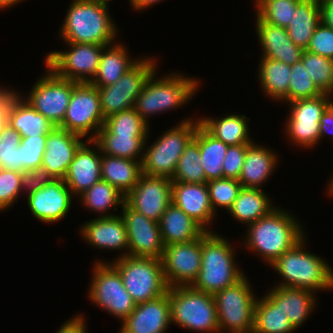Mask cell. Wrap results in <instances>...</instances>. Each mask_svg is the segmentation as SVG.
<instances>
[{
	"instance_id": "603a6c76",
	"label": "cell",
	"mask_w": 333,
	"mask_h": 333,
	"mask_svg": "<svg viewBox=\"0 0 333 333\" xmlns=\"http://www.w3.org/2000/svg\"><path fill=\"white\" fill-rule=\"evenodd\" d=\"M83 137L55 127L47 135L41 167L55 179H64Z\"/></svg>"
},
{
	"instance_id": "c3c4849f",
	"label": "cell",
	"mask_w": 333,
	"mask_h": 333,
	"mask_svg": "<svg viewBox=\"0 0 333 333\" xmlns=\"http://www.w3.org/2000/svg\"><path fill=\"white\" fill-rule=\"evenodd\" d=\"M22 174L0 169V208L4 211L14 205L21 195Z\"/></svg>"
},
{
	"instance_id": "44dd1931",
	"label": "cell",
	"mask_w": 333,
	"mask_h": 333,
	"mask_svg": "<svg viewBox=\"0 0 333 333\" xmlns=\"http://www.w3.org/2000/svg\"><path fill=\"white\" fill-rule=\"evenodd\" d=\"M171 324L169 289L164 295L136 304L119 333H165Z\"/></svg>"
},
{
	"instance_id": "680465c9",
	"label": "cell",
	"mask_w": 333,
	"mask_h": 333,
	"mask_svg": "<svg viewBox=\"0 0 333 333\" xmlns=\"http://www.w3.org/2000/svg\"><path fill=\"white\" fill-rule=\"evenodd\" d=\"M21 1H23V0H0V10L12 7Z\"/></svg>"
},
{
	"instance_id": "7dc6e473",
	"label": "cell",
	"mask_w": 333,
	"mask_h": 333,
	"mask_svg": "<svg viewBox=\"0 0 333 333\" xmlns=\"http://www.w3.org/2000/svg\"><path fill=\"white\" fill-rule=\"evenodd\" d=\"M46 139L47 135L22 137L19 145L21 147V173L41 167Z\"/></svg>"
},
{
	"instance_id": "f1b7e54d",
	"label": "cell",
	"mask_w": 333,
	"mask_h": 333,
	"mask_svg": "<svg viewBox=\"0 0 333 333\" xmlns=\"http://www.w3.org/2000/svg\"><path fill=\"white\" fill-rule=\"evenodd\" d=\"M158 223L165 246L197 240L206 232L172 202L167 206Z\"/></svg>"
},
{
	"instance_id": "5b68a950",
	"label": "cell",
	"mask_w": 333,
	"mask_h": 333,
	"mask_svg": "<svg viewBox=\"0 0 333 333\" xmlns=\"http://www.w3.org/2000/svg\"><path fill=\"white\" fill-rule=\"evenodd\" d=\"M156 70L136 98L135 111L149 125V116L180 108L193 98L200 83L196 78L171 73L155 78Z\"/></svg>"
},
{
	"instance_id": "5bb4252c",
	"label": "cell",
	"mask_w": 333,
	"mask_h": 333,
	"mask_svg": "<svg viewBox=\"0 0 333 333\" xmlns=\"http://www.w3.org/2000/svg\"><path fill=\"white\" fill-rule=\"evenodd\" d=\"M332 95L319 96L288 102L290 113L286 120L287 137L292 144L311 149L320 141V120L328 108Z\"/></svg>"
},
{
	"instance_id": "816d5d0a",
	"label": "cell",
	"mask_w": 333,
	"mask_h": 333,
	"mask_svg": "<svg viewBox=\"0 0 333 333\" xmlns=\"http://www.w3.org/2000/svg\"><path fill=\"white\" fill-rule=\"evenodd\" d=\"M55 178L44 168H35L30 171H25L22 174L21 190L29 195L37 189H41L47 184H50Z\"/></svg>"
},
{
	"instance_id": "d590c367",
	"label": "cell",
	"mask_w": 333,
	"mask_h": 333,
	"mask_svg": "<svg viewBox=\"0 0 333 333\" xmlns=\"http://www.w3.org/2000/svg\"><path fill=\"white\" fill-rule=\"evenodd\" d=\"M258 78L263 93L275 101L287 103V93L291 80V65L284 62L261 57L258 66Z\"/></svg>"
},
{
	"instance_id": "8992f818",
	"label": "cell",
	"mask_w": 333,
	"mask_h": 333,
	"mask_svg": "<svg viewBox=\"0 0 333 333\" xmlns=\"http://www.w3.org/2000/svg\"><path fill=\"white\" fill-rule=\"evenodd\" d=\"M171 323L184 329L219 333L218 314L213 294L192 286L169 288Z\"/></svg>"
},
{
	"instance_id": "836d02e7",
	"label": "cell",
	"mask_w": 333,
	"mask_h": 333,
	"mask_svg": "<svg viewBox=\"0 0 333 333\" xmlns=\"http://www.w3.org/2000/svg\"><path fill=\"white\" fill-rule=\"evenodd\" d=\"M147 138L148 135H115L103 125L94 141L102 154L141 161Z\"/></svg>"
},
{
	"instance_id": "4dcf8cb0",
	"label": "cell",
	"mask_w": 333,
	"mask_h": 333,
	"mask_svg": "<svg viewBox=\"0 0 333 333\" xmlns=\"http://www.w3.org/2000/svg\"><path fill=\"white\" fill-rule=\"evenodd\" d=\"M142 175L141 161L102 154L101 180L114 186L124 196L135 187Z\"/></svg>"
},
{
	"instance_id": "3957f363",
	"label": "cell",
	"mask_w": 333,
	"mask_h": 333,
	"mask_svg": "<svg viewBox=\"0 0 333 333\" xmlns=\"http://www.w3.org/2000/svg\"><path fill=\"white\" fill-rule=\"evenodd\" d=\"M233 248L230 241L216 232H205L202 235L201 270L191 286L214 295L240 281L245 275L235 262Z\"/></svg>"
},
{
	"instance_id": "6f0895ef",
	"label": "cell",
	"mask_w": 333,
	"mask_h": 333,
	"mask_svg": "<svg viewBox=\"0 0 333 333\" xmlns=\"http://www.w3.org/2000/svg\"><path fill=\"white\" fill-rule=\"evenodd\" d=\"M132 9L135 10H145L147 8H149V6L151 7L152 5H155L157 3H159L160 1L163 0H129Z\"/></svg>"
},
{
	"instance_id": "7c38bea8",
	"label": "cell",
	"mask_w": 333,
	"mask_h": 333,
	"mask_svg": "<svg viewBox=\"0 0 333 333\" xmlns=\"http://www.w3.org/2000/svg\"><path fill=\"white\" fill-rule=\"evenodd\" d=\"M155 57H142L120 79L108 86L97 87L104 118L134 108L136 98L146 81L157 70Z\"/></svg>"
},
{
	"instance_id": "db71d44e",
	"label": "cell",
	"mask_w": 333,
	"mask_h": 333,
	"mask_svg": "<svg viewBox=\"0 0 333 333\" xmlns=\"http://www.w3.org/2000/svg\"><path fill=\"white\" fill-rule=\"evenodd\" d=\"M320 140L323 139L327 133L332 135L333 138V100L328 104V108L322 114L320 120ZM331 131V132H330Z\"/></svg>"
},
{
	"instance_id": "2e32d148",
	"label": "cell",
	"mask_w": 333,
	"mask_h": 333,
	"mask_svg": "<svg viewBox=\"0 0 333 333\" xmlns=\"http://www.w3.org/2000/svg\"><path fill=\"white\" fill-rule=\"evenodd\" d=\"M202 236L194 241L166 245L162 256L169 288L191 286L201 270Z\"/></svg>"
},
{
	"instance_id": "8fae6325",
	"label": "cell",
	"mask_w": 333,
	"mask_h": 333,
	"mask_svg": "<svg viewBox=\"0 0 333 333\" xmlns=\"http://www.w3.org/2000/svg\"><path fill=\"white\" fill-rule=\"evenodd\" d=\"M104 122L97 87L87 82L73 81L71 99L59 128L94 140ZM90 133L92 135L88 137Z\"/></svg>"
},
{
	"instance_id": "681fc988",
	"label": "cell",
	"mask_w": 333,
	"mask_h": 333,
	"mask_svg": "<svg viewBox=\"0 0 333 333\" xmlns=\"http://www.w3.org/2000/svg\"><path fill=\"white\" fill-rule=\"evenodd\" d=\"M306 50L310 53L333 60V28L321 22L316 27Z\"/></svg>"
},
{
	"instance_id": "74e56055",
	"label": "cell",
	"mask_w": 333,
	"mask_h": 333,
	"mask_svg": "<svg viewBox=\"0 0 333 333\" xmlns=\"http://www.w3.org/2000/svg\"><path fill=\"white\" fill-rule=\"evenodd\" d=\"M295 330L287 314L267 293L257 299L253 333H293Z\"/></svg>"
},
{
	"instance_id": "e575fe53",
	"label": "cell",
	"mask_w": 333,
	"mask_h": 333,
	"mask_svg": "<svg viewBox=\"0 0 333 333\" xmlns=\"http://www.w3.org/2000/svg\"><path fill=\"white\" fill-rule=\"evenodd\" d=\"M269 200V196L263 189L242 187L228 212L238 222L248 226L276 208L272 200Z\"/></svg>"
},
{
	"instance_id": "f35d334b",
	"label": "cell",
	"mask_w": 333,
	"mask_h": 333,
	"mask_svg": "<svg viewBox=\"0 0 333 333\" xmlns=\"http://www.w3.org/2000/svg\"><path fill=\"white\" fill-rule=\"evenodd\" d=\"M81 203L88 210L98 213V217H112L116 214H110L109 210H117V206H123L125 196L114 186L104 180H100L92 185L80 196ZM108 212L109 214H106Z\"/></svg>"
},
{
	"instance_id": "f5cc1de1",
	"label": "cell",
	"mask_w": 333,
	"mask_h": 333,
	"mask_svg": "<svg viewBox=\"0 0 333 333\" xmlns=\"http://www.w3.org/2000/svg\"><path fill=\"white\" fill-rule=\"evenodd\" d=\"M83 314H78L63 323L56 333H87Z\"/></svg>"
},
{
	"instance_id": "9a60e30c",
	"label": "cell",
	"mask_w": 333,
	"mask_h": 333,
	"mask_svg": "<svg viewBox=\"0 0 333 333\" xmlns=\"http://www.w3.org/2000/svg\"><path fill=\"white\" fill-rule=\"evenodd\" d=\"M43 77L24 98L37 112L59 127L65 117L73 90V81L58 77L48 66Z\"/></svg>"
},
{
	"instance_id": "ac0fdd59",
	"label": "cell",
	"mask_w": 333,
	"mask_h": 333,
	"mask_svg": "<svg viewBox=\"0 0 333 333\" xmlns=\"http://www.w3.org/2000/svg\"><path fill=\"white\" fill-rule=\"evenodd\" d=\"M171 193V178L143 174L135 187L125 196V202L145 217L159 222L171 203Z\"/></svg>"
},
{
	"instance_id": "7402d4cb",
	"label": "cell",
	"mask_w": 333,
	"mask_h": 333,
	"mask_svg": "<svg viewBox=\"0 0 333 333\" xmlns=\"http://www.w3.org/2000/svg\"><path fill=\"white\" fill-rule=\"evenodd\" d=\"M171 202L181 208L206 232H211L209 227L216 214L210 202L206 183L172 182Z\"/></svg>"
},
{
	"instance_id": "94428289",
	"label": "cell",
	"mask_w": 333,
	"mask_h": 333,
	"mask_svg": "<svg viewBox=\"0 0 333 333\" xmlns=\"http://www.w3.org/2000/svg\"><path fill=\"white\" fill-rule=\"evenodd\" d=\"M92 1H100V2H104V3H108L110 0H92Z\"/></svg>"
},
{
	"instance_id": "ee69618b",
	"label": "cell",
	"mask_w": 333,
	"mask_h": 333,
	"mask_svg": "<svg viewBox=\"0 0 333 333\" xmlns=\"http://www.w3.org/2000/svg\"><path fill=\"white\" fill-rule=\"evenodd\" d=\"M104 126L115 135H149L150 127L134 108L109 116Z\"/></svg>"
},
{
	"instance_id": "6da1fadb",
	"label": "cell",
	"mask_w": 333,
	"mask_h": 333,
	"mask_svg": "<svg viewBox=\"0 0 333 333\" xmlns=\"http://www.w3.org/2000/svg\"><path fill=\"white\" fill-rule=\"evenodd\" d=\"M246 230L243 247L247 246V250L257 253L268 265L305 237L298 219L280 207L248 225Z\"/></svg>"
},
{
	"instance_id": "277c9868",
	"label": "cell",
	"mask_w": 333,
	"mask_h": 333,
	"mask_svg": "<svg viewBox=\"0 0 333 333\" xmlns=\"http://www.w3.org/2000/svg\"><path fill=\"white\" fill-rule=\"evenodd\" d=\"M305 243L304 237L269 265L283 279L276 286L304 288L315 293L333 290V269L321 256L306 251Z\"/></svg>"
},
{
	"instance_id": "30bf717a",
	"label": "cell",
	"mask_w": 333,
	"mask_h": 333,
	"mask_svg": "<svg viewBox=\"0 0 333 333\" xmlns=\"http://www.w3.org/2000/svg\"><path fill=\"white\" fill-rule=\"evenodd\" d=\"M93 269L87 293L89 300L122 323L134 310L136 303L125 289L119 272L109 262L98 260Z\"/></svg>"
},
{
	"instance_id": "cb8c5ba5",
	"label": "cell",
	"mask_w": 333,
	"mask_h": 333,
	"mask_svg": "<svg viewBox=\"0 0 333 333\" xmlns=\"http://www.w3.org/2000/svg\"><path fill=\"white\" fill-rule=\"evenodd\" d=\"M81 235L94 248L123 251L118 257L128 255V235L121 215L97 217L81 226Z\"/></svg>"
},
{
	"instance_id": "ffe728a7",
	"label": "cell",
	"mask_w": 333,
	"mask_h": 333,
	"mask_svg": "<svg viewBox=\"0 0 333 333\" xmlns=\"http://www.w3.org/2000/svg\"><path fill=\"white\" fill-rule=\"evenodd\" d=\"M91 144L95 146L94 149ZM101 162L102 152L99 145L94 140L86 139L75 152L73 161L70 163L64 178L66 185L74 196H80L101 180Z\"/></svg>"
},
{
	"instance_id": "4fadbf2b",
	"label": "cell",
	"mask_w": 333,
	"mask_h": 333,
	"mask_svg": "<svg viewBox=\"0 0 333 333\" xmlns=\"http://www.w3.org/2000/svg\"><path fill=\"white\" fill-rule=\"evenodd\" d=\"M67 43L69 50L51 51L45 64L58 77L89 83L97 73L104 45L91 43Z\"/></svg>"
},
{
	"instance_id": "91938a15",
	"label": "cell",
	"mask_w": 333,
	"mask_h": 333,
	"mask_svg": "<svg viewBox=\"0 0 333 333\" xmlns=\"http://www.w3.org/2000/svg\"><path fill=\"white\" fill-rule=\"evenodd\" d=\"M327 191H328V194L332 195V197H333V175L330 179V182L328 183Z\"/></svg>"
},
{
	"instance_id": "9c48e42d",
	"label": "cell",
	"mask_w": 333,
	"mask_h": 333,
	"mask_svg": "<svg viewBox=\"0 0 333 333\" xmlns=\"http://www.w3.org/2000/svg\"><path fill=\"white\" fill-rule=\"evenodd\" d=\"M246 275L236 284L216 292L219 333H253L258 297ZM229 331V332H228Z\"/></svg>"
},
{
	"instance_id": "9f6ffc18",
	"label": "cell",
	"mask_w": 333,
	"mask_h": 333,
	"mask_svg": "<svg viewBox=\"0 0 333 333\" xmlns=\"http://www.w3.org/2000/svg\"><path fill=\"white\" fill-rule=\"evenodd\" d=\"M8 107V87H0V133L6 123V111Z\"/></svg>"
},
{
	"instance_id": "f546056e",
	"label": "cell",
	"mask_w": 333,
	"mask_h": 333,
	"mask_svg": "<svg viewBox=\"0 0 333 333\" xmlns=\"http://www.w3.org/2000/svg\"><path fill=\"white\" fill-rule=\"evenodd\" d=\"M125 45L113 43L104 47L97 73L89 82L96 87H105L117 82L140 58L131 59Z\"/></svg>"
},
{
	"instance_id": "83f0119b",
	"label": "cell",
	"mask_w": 333,
	"mask_h": 333,
	"mask_svg": "<svg viewBox=\"0 0 333 333\" xmlns=\"http://www.w3.org/2000/svg\"><path fill=\"white\" fill-rule=\"evenodd\" d=\"M271 150L254 142L248 146L238 179L243 188L262 189V184L269 180L279 160Z\"/></svg>"
},
{
	"instance_id": "ba28073f",
	"label": "cell",
	"mask_w": 333,
	"mask_h": 333,
	"mask_svg": "<svg viewBox=\"0 0 333 333\" xmlns=\"http://www.w3.org/2000/svg\"><path fill=\"white\" fill-rule=\"evenodd\" d=\"M110 264L119 272L125 289L136 304L168 292L161 259L127 255L117 257Z\"/></svg>"
},
{
	"instance_id": "7bdbcfd3",
	"label": "cell",
	"mask_w": 333,
	"mask_h": 333,
	"mask_svg": "<svg viewBox=\"0 0 333 333\" xmlns=\"http://www.w3.org/2000/svg\"><path fill=\"white\" fill-rule=\"evenodd\" d=\"M20 133L7 122L0 133V169L21 173Z\"/></svg>"
},
{
	"instance_id": "11a10c76",
	"label": "cell",
	"mask_w": 333,
	"mask_h": 333,
	"mask_svg": "<svg viewBox=\"0 0 333 333\" xmlns=\"http://www.w3.org/2000/svg\"><path fill=\"white\" fill-rule=\"evenodd\" d=\"M321 9V22L333 28V0H319Z\"/></svg>"
},
{
	"instance_id": "1f68e13d",
	"label": "cell",
	"mask_w": 333,
	"mask_h": 333,
	"mask_svg": "<svg viewBox=\"0 0 333 333\" xmlns=\"http://www.w3.org/2000/svg\"><path fill=\"white\" fill-rule=\"evenodd\" d=\"M321 23L319 0H301L293 11V17L286 27L289 38L298 47L306 50L316 27Z\"/></svg>"
},
{
	"instance_id": "484cf974",
	"label": "cell",
	"mask_w": 333,
	"mask_h": 333,
	"mask_svg": "<svg viewBox=\"0 0 333 333\" xmlns=\"http://www.w3.org/2000/svg\"><path fill=\"white\" fill-rule=\"evenodd\" d=\"M255 26L263 52L262 57L278 60L288 65H293L301 60L304 50L291 41L286 28L263 22L257 15Z\"/></svg>"
},
{
	"instance_id": "52a82bcc",
	"label": "cell",
	"mask_w": 333,
	"mask_h": 333,
	"mask_svg": "<svg viewBox=\"0 0 333 333\" xmlns=\"http://www.w3.org/2000/svg\"><path fill=\"white\" fill-rule=\"evenodd\" d=\"M199 118H187L170 128L150 146L144 148L141 166L147 176L172 178L184 148L193 139ZM147 148V149H146Z\"/></svg>"
},
{
	"instance_id": "b9f144b4",
	"label": "cell",
	"mask_w": 333,
	"mask_h": 333,
	"mask_svg": "<svg viewBox=\"0 0 333 333\" xmlns=\"http://www.w3.org/2000/svg\"><path fill=\"white\" fill-rule=\"evenodd\" d=\"M301 61L317 88L333 95V60L304 50Z\"/></svg>"
},
{
	"instance_id": "7a4b0ae2",
	"label": "cell",
	"mask_w": 333,
	"mask_h": 333,
	"mask_svg": "<svg viewBox=\"0 0 333 333\" xmlns=\"http://www.w3.org/2000/svg\"><path fill=\"white\" fill-rule=\"evenodd\" d=\"M109 3L73 0L60 28V38L70 43L113 44L117 37L116 23L109 14Z\"/></svg>"
},
{
	"instance_id": "ab89813d",
	"label": "cell",
	"mask_w": 333,
	"mask_h": 333,
	"mask_svg": "<svg viewBox=\"0 0 333 333\" xmlns=\"http://www.w3.org/2000/svg\"><path fill=\"white\" fill-rule=\"evenodd\" d=\"M171 180L182 183H206V175L201 166L200 149L194 139L184 148Z\"/></svg>"
},
{
	"instance_id": "d6986e66",
	"label": "cell",
	"mask_w": 333,
	"mask_h": 333,
	"mask_svg": "<svg viewBox=\"0 0 333 333\" xmlns=\"http://www.w3.org/2000/svg\"><path fill=\"white\" fill-rule=\"evenodd\" d=\"M73 194L64 179H54L50 184L30 193L27 204L37 220L56 223L68 214Z\"/></svg>"
},
{
	"instance_id": "d4e9b609",
	"label": "cell",
	"mask_w": 333,
	"mask_h": 333,
	"mask_svg": "<svg viewBox=\"0 0 333 333\" xmlns=\"http://www.w3.org/2000/svg\"><path fill=\"white\" fill-rule=\"evenodd\" d=\"M15 91L8 88L6 122L17 130L21 137L48 135L56 126Z\"/></svg>"
},
{
	"instance_id": "8d00e7d4",
	"label": "cell",
	"mask_w": 333,
	"mask_h": 333,
	"mask_svg": "<svg viewBox=\"0 0 333 333\" xmlns=\"http://www.w3.org/2000/svg\"><path fill=\"white\" fill-rule=\"evenodd\" d=\"M193 139L200 149L201 166L206 175V183L224 178L222 163L229 145L211 135L201 124L198 125Z\"/></svg>"
},
{
	"instance_id": "e0dca14e",
	"label": "cell",
	"mask_w": 333,
	"mask_h": 333,
	"mask_svg": "<svg viewBox=\"0 0 333 333\" xmlns=\"http://www.w3.org/2000/svg\"><path fill=\"white\" fill-rule=\"evenodd\" d=\"M121 208L128 235V255L162 259L165 245L159 223L132 209L126 202Z\"/></svg>"
},
{
	"instance_id": "f907efd6",
	"label": "cell",
	"mask_w": 333,
	"mask_h": 333,
	"mask_svg": "<svg viewBox=\"0 0 333 333\" xmlns=\"http://www.w3.org/2000/svg\"><path fill=\"white\" fill-rule=\"evenodd\" d=\"M250 144L228 146L222 163L224 178L239 179L246 150Z\"/></svg>"
},
{
	"instance_id": "bcb514c9",
	"label": "cell",
	"mask_w": 333,
	"mask_h": 333,
	"mask_svg": "<svg viewBox=\"0 0 333 333\" xmlns=\"http://www.w3.org/2000/svg\"><path fill=\"white\" fill-rule=\"evenodd\" d=\"M290 71L291 80L287 93V103L294 100L316 97L322 94L312 82L301 60L291 65Z\"/></svg>"
},
{
	"instance_id": "f6af8a7d",
	"label": "cell",
	"mask_w": 333,
	"mask_h": 333,
	"mask_svg": "<svg viewBox=\"0 0 333 333\" xmlns=\"http://www.w3.org/2000/svg\"><path fill=\"white\" fill-rule=\"evenodd\" d=\"M206 184L215 214H217L216 211L218 210L216 209L218 207L229 210L242 188L240 182L232 178L215 179L208 181Z\"/></svg>"
},
{
	"instance_id": "4316f807",
	"label": "cell",
	"mask_w": 333,
	"mask_h": 333,
	"mask_svg": "<svg viewBox=\"0 0 333 333\" xmlns=\"http://www.w3.org/2000/svg\"><path fill=\"white\" fill-rule=\"evenodd\" d=\"M267 294L287 314L295 329L305 323L317 303L315 292L304 288L274 286Z\"/></svg>"
},
{
	"instance_id": "d6a6232c",
	"label": "cell",
	"mask_w": 333,
	"mask_h": 333,
	"mask_svg": "<svg viewBox=\"0 0 333 333\" xmlns=\"http://www.w3.org/2000/svg\"><path fill=\"white\" fill-rule=\"evenodd\" d=\"M249 118L245 115L227 114L223 118L201 117L200 124L214 137L225 144L242 145L251 144L253 139L249 136Z\"/></svg>"
},
{
	"instance_id": "60d3db41",
	"label": "cell",
	"mask_w": 333,
	"mask_h": 333,
	"mask_svg": "<svg viewBox=\"0 0 333 333\" xmlns=\"http://www.w3.org/2000/svg\"><path fill=\"white\" fill-rule=\"evenodd\" d=\"M257 15L263 22L286 28L301 0H254Z\"/></svg>"
}]
</instances>
